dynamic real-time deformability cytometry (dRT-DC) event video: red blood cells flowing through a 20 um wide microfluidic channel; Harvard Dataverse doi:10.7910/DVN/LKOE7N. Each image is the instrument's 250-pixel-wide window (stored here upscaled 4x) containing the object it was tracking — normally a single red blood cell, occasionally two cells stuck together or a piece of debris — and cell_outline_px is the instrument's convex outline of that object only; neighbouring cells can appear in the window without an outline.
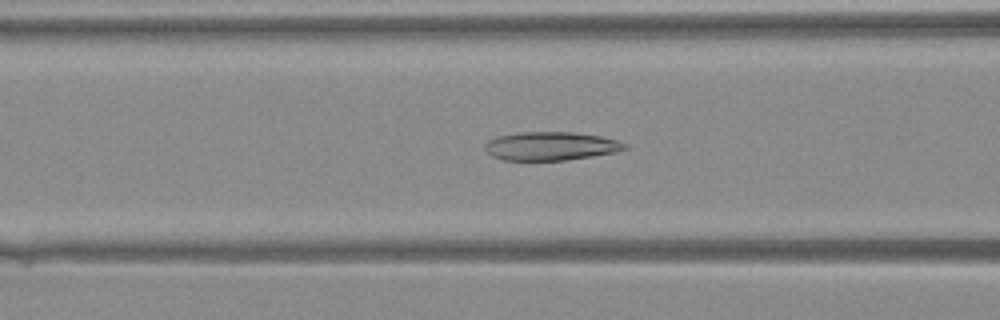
{"species": "Egyptian fruit bat (a non-hibernating species)", "species_latin": "Rousettus aegyptiacus", "temperature_condition": "warm", "stored_images_in_passage": 42, "camera_frame_rate_fps": 3000, "um_per_image_px": 0.085, "animal": {"sex": "female"}, "frame": {"image": 1, "passage_image": 18, "time_ms": 5.667, "image_size_px": [1000, 320], "cell_outline_px": [[628, 148], [616, 152], [564, 160], [504, 160], [492, 156], [484, 148], [484, 144], [488, 140], [496, 136], [516, 132], [572, 132], [600, 136], [616, 140], [628, 144]], "centroid_in_image_um": [46.79, 12.41], "position_along_channel_um": 119.8, "area_um2": 23.24}}
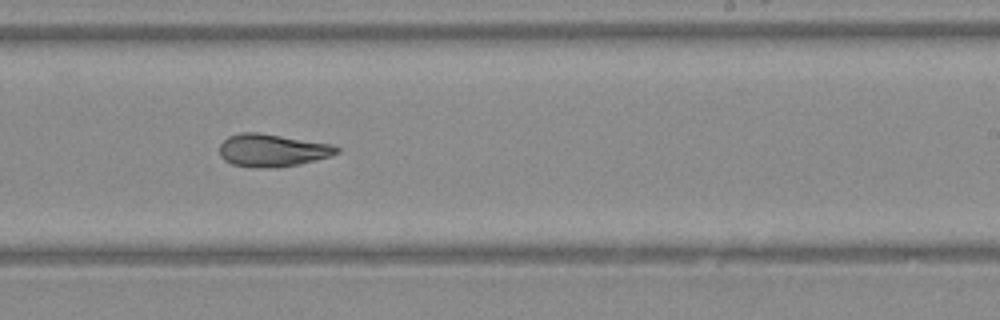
{"frame": {"image": 2, "passage_image": 27, "time_ms": 8.667, "image_size_px": [1000, 320], "cell_outline_px": [[340, 152], [332, 156], [300, 164], [276, 168], [232, 164], [224, 160], [220, 156], [220, 144], [228, 136], [240, 132], [256, 132], [332, 144], [340, 148]], "centroid_in_image_um": [23.17, 12.77], "position_along_channel_um": 265.8, "area_um2": 22.2}}
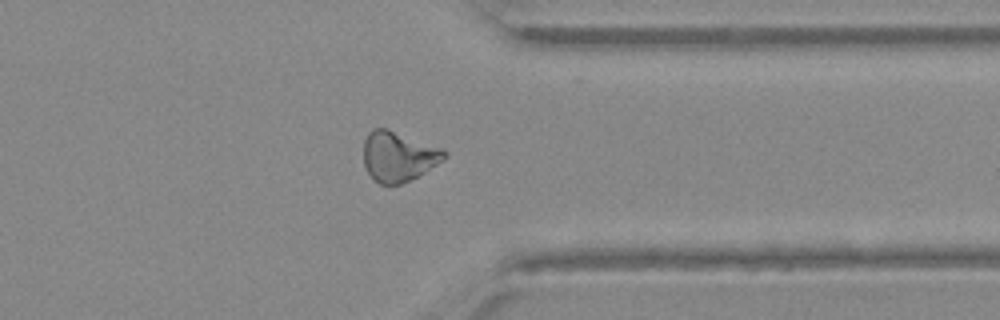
{"frame": {"image": 3, "passage_image": 34, "time_ms": 11.0, "image_size_px": [1000, 320], "cell_outline_px": [[448, 156], [444, 160], [416, 176], [400, 184], [380, 184], [368, 172], [364, 164], [364, 140], [368, 132], [372, 128], [388, 128], [440, 148], [448, 152]], "centroid_in_image_um": [33.85, 13.27], "position_along_channel_um": 377.6, "area_um2": 23.24}}